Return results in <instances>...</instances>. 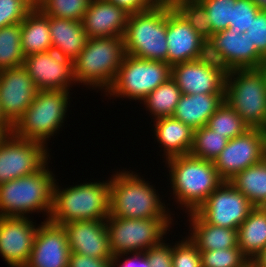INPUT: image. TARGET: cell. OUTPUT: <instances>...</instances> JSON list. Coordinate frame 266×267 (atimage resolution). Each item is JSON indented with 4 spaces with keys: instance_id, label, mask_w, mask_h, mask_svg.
Wrapping results in <instances>:
<instances>
[{
    "instance_id": "cell-2",
    "label": "cell",
    "mask_w": 266,
    "mask_h": 267,
    "mask_svg": "<svg viewBox=\"0 0 266 267\" xmlns=\"http://www.w3.org/2000/svg\"><path fill=\"white\" fill-rule=\"evenodd\" d=\"M165 162L174 202L178 207H183L181 210L185 213L195 212L224 182L213 161L188 154L169 158Z\"/></svg>"
},
{
    "instance_id": "cell-38",
    "label": "cell",
    "mask_w": 266,
    "mask_h": 267,
    "mask_svg": "<svg viewBox=\"0 0 266 267\" xmlns=\"http://www.w3.org/2000/svg\"><path fill=\"white\" fill-rule=\"evenodd\" d=\"M175 242L172 245V267H202L200 251L188 236Z\"/></svg>"
},
{
    "instance_id": "cell-17",
    "label": "cell",
    "mask_w": 266,
    "mask_h": 267,
    "mask_svg": "<svg viewBox=\"0 0 266 267\" xmlns=\"http://www.w3.org/2000/svg\"><path fill=\"white\" fill-rule=\"evenodd\" d=\"M168 64L170 66L207 56V42L167 0Z\"/></svg>"
},
{
    "instance_id": "cell-25",
    "label": "cell",
    "mask_w": 266,
    "mask_h": 267,
    "mask_svg": "<svg viewBox=\"0 0 266 267\" xmlns=\"http://www.w3.org/2000/svg\"><path fill=\"white\" fill-rule=\"evenodd\" d=\"M52 50L72 62L88 39L81 21L49 16Z\"/></svg>"
},
{
    "instance_id": "cell-23",
    "label": "cell",
    "mask_w": 266,
    "mask_h": 267,
    "mask_svg": "<svg viewBox=\"0 0 266 267\" xmlns=\"http://www.w3.org/2000/svg\"><path fill=\"white\" fill-rule=\"evenodd\" d=\"M154 136L163 149L165 160L188 155L193 145L194 130L172 116L153 120Z\"/></svg>"
},
{
    "instance_id": "cell-12",
    "label": "cell",
    "mask_w": 266,
    "mask_h": 267,
    "mask_svg": "<svg viewBox=\"0 0 266 267\" xmlns=\"http://www.w3.org/2000/svg\"><path fill=\"white\" fill-rule=\"evenodd\" d=\"M265 153L266 130L250 128L244 134L228 140L213 162L221 178L229 181L249 166L262 162Z\"/></svg>"
},
{
    "instance_id": "cell-45",
    "label": "cell",
    "mask_w": 266,
    "mask_h": 267,
    "mask_svg": "<svg viewBox=\"0 0 266 267\" xmlns=\"http://www.w3.org/2000/svg\"><path fill=\"white\" fill-rule=\"evenodd\" d=\"M118 7L124 8L128 13H139L155 6L160 0H107Z\"/></svg>"
},
{
    "instance_id": "cell-28",
    "label": "cell",
    "mask_w": 266,
    "mask_h": 267,
    "mask_svg": "<svg viewBox=\"0 0 266 267\" xmlns=\"http://www.w3.org/2000/svg\"><path fill=\"white\" fill-rule=\"evenodd\" d=\"M266 246V207H254L238 228V247L252 263Z\"/></svg>"
},
{
    "instance_id": "cell-24",
    "label": "cell",
    "mask_w": 266,
    "mask_h": 267,
    "mask_svg": "<svg viewBox=\"0 0 266 267\" xmlns=\"http://www.w3.org/2000/svg\"><path fill=\"white\" fill-rule=\"evenodd\" d=\"M225 93L182 94L172 115L193 130L206 126L209 118L224 102Z\"/></svg>"
},
{
    "instance_id": "cell-30",
    "label": "cell",
    "mask_w": 266,
    "mask_h": 267,
    "mask_svg": "<svg viewBox=\"0 0 266 267\" xmlns=\"http://www.w3.org/2000/svg\"><path fill=\"white\" fill-rule=\"evenodd\" d=\"M181 90L170 77L165 83L160 84L140 104H144L154 119L172 116L181 97Z\"/></svg>"
},
{
    "instance_id": "cell-49",
    "label": "cell",
    "mask_w": 266,
    "mask_h": 267,
    "mask_svg": "<svg viewBox=\"0 0 266 267\" xmlns=\"http://www.w3.org/2000/svg\"><path fill=\"white\" fill-rule=\"evenodd\" d=\"M261 10H266V0H252Z\"/></svg>"
},
{
    "instance_id": "cell-9",
    "label": "cell",
    "mask_w": 266,
    "mask_h": 267,
    "mask_svg": "<svg viewBox=\"0 0 266 267\" xmlns=\"http://www.w3.org/2000/svg\"><path fill=\"white\" fill-rule=\"evenodd\" d=\"M170 77L171 66L167 62L147 60L126 54L105 96L113 99L123 97L130 101L141 102Z\"/></svg>"
},
{
    "instance_id": "cell-36",
    "label": "cell",
    "mask_w": 266,
    "mask_h": 267,
    "mask_svg": "<svg viewBox=\"0 0 266 267\" xmlns=\"http://www.w3.org/2000/svg\"><path fill=\"white\" fill-rule=\"evenodd\" d=\"M207 12L213 33L227 29L232 25V7L236 0H199Z\"/></svg>"
},
{
    "instance_id": "cell-1",
    "label": "cell",
    "mask_w": 266,
    "mask_h": 267,
    "mask_svg": "<svg viewBox=\"0 0 266 267\" xmlns=\"http://www.w3.org/2000/svg\"><path fill=\"white\" fill-rule=\"evenodd\" d=\"M155 186L130 170L110 177V215L125 219L173 218ZM170 212V213H169Z\"/></svg>"
},
{
    "instance_id": "cell-15",
    "label": "cell",
    "mask_w": 266,
    "mask_h": 267,
    "mask_svg": "<svg viewBox=\"0 0 266 267\" xmlns=\"http://www.w3.org/2000/svg\"><path fill=\"white\" fill-rule=\"evenodd\" d=\"M226 75L227 71L208 56L171 66V78L182 94L225 93Z\"/></svg>"
},
{
    "instance_id": "cell-11",
    "label": "cell",
    "mask_w": 266,
    "mask_h": 267,
    "mask_svg": "<svg viewBox=\"0 0 266 267\" xmlns=\"http://www.w3.org/2000/svg\"><path fill=\"white\" fill-rule=\"evenodd\" d=\"M49 153L44 143L11 132L0 144V184L39 171L51 160Z\"/></svg>"
},
{
    "instance_id": "cell-19",
    "label": "cell",
    "mask_w": 266,
    "mask_h": 267,
    "mask_svg": "<svg viewBox=\"0 0 266 267\" xmlns=\"http://www.w3.org/2000/svg\"><path fill=\"white\" fill-rule=\"evenodd\" d=\"M31 217H0V255L10 267H24L38 229Z\"/></svg>"
},
{
    "instance_id": "cell-42",
    "label": "cell",
    "mask_w": 266,
    "mask_h": 267,
    "mask_svg": "<svg viewBox=\"0 0 266 267\" xmlns=\"http://www.w3.org/2000/svg\"><path fill=\"white\" fill-rule=\"evenodd\" d=\"M162 240L145 251L150 267H172V245Z\"/></svg>"
},
{
    "instance_id": "cell-40",
    "label": "cell",
    "mask_w": 266,
    "mask_h": 267,
    "mask_svg": "<svg viewBox=\"0 0 266 267\" xmlns=\"http://www.w3.org/2000/svg\"><path fill=\"white\" fill-rule=\"evenodd\" d=\"M31 10L29 0H0V28L21 23Z\"/></svg>"
},
{
    "instance_id": "cell-37",
    "label": "cell",
    "mask_w": 266,
    "mask_h": 267,
    "mask_svg": "<svg viewBox=\"0 0 266 267\" xmlns=\"http://www.w3.org/2000/svg\"><path fill=\"white\" fill-rule=\"evenodd\" d=\"M90 0H49L41 10L48 16L82 21Z\"/></svg>"
},
{
    "instance_id": "cell-50",
    "label": "cell",
    "mask_w": 266,
    "mask_h": 267,
    "mask_svg": "<svg viewBox=\"0 0 266 267\" xmlns=\"http://www.w3.org/2000/svg\"><path fill=\"white\" fill-rule=\"evenodd\" d=\"M259 69L261 70L266 79V60L260 65Z\"/></svg>"
},
{
    "instance_id": "cell-13",
    "label": "cell",
    "mask_w": 266,
    "mask_h": 267,
    "mask_svg": "<svg viewBox=\"0 0 266 267\" xmlns=\"http://www.w3.org/2000/svg\"><path fill=\"white\" fill-rule=\"evenodd\" d=\"M253 208L244 194L224 181L195 213L208 224L238 229Z\"/></svg>"
},
{
    "instance_id": "cell-10",
    "label": "cell",
    "mask_w": 266,
    "mask_h": 267,
    "mask_svg": "<svg viewBox=\"0 0 266 267\" xmlns=\"http://www.w3.org/2000/svg\"><path fill=\"white\" fill-rule=\"evenodd\" d=\"M172 222V218L125 219L109 215L106 226L112 255L145 252L158 245L169 234Z\"/></svg>"
},
{
    "instance_id": "cell-34",
    "label": "cell",
    "mask_w": 266,
    "mask_h": 267,
    "mask_svg": "<svg viewBox=\"0 0 266 267\" xmlns=\"http://www.w3.org/2000/svg\"><path fill=\"white\" fill-rule=\"evenodd\" d=\"M206 42L214 35L205 7L199 0H169Z\"/></svg>"
},
{
    "instance_id": "cell-41",
    "label": "cell",
    "mask_w": 266,
    "mask_h": 267,
    "mask_svg": "<svg viewBox=\"0 0 266 267\" xmlns=\"http://www.w3.org/2000/svg\"><path fill=\"white\" fill-rule=\"evenodd\" d=\"M252 45L266 59V10H260L246 31Z\"/></svg>"
},
{
    "instance_id": "cell-4",
    "label": "cell",
    "mask_w": 266,
    "mask_h": 267,
    "mask_svg": "<svg viewBox=\"0 0 266 267\" xmlns=\"http://www.w3.org/2000/svg\"><path fill=\"white\" fill-rule=\"evenodd\" d=\"M85 182L62 189L55 181L51 222L63 225L109 217L110 178L103 182Z\"/></svg>"
},
{
    "instance_id": "cell-43",
    "label": "cell",
    "mask_w": 266,
    "mask_h": 267,
    "mask_svg": "<svg viewBox=\"0 0 266 267\" xmlns=\"http://www.w3.org/2000/svg\"><path fill=\"white\" fill-rule=\"evenodd\" d=\"M131 254V256H129V253L112 256V267H150L145 252H135ZM121 258H124L123 261Z\"/></svg>"
},
{
    "instance_id": "cell-16",
    "label": "cell",
    "mask_w": 266,
    "mask_h": 267,
    "mask_svg": "<svg viewBox=\"0 0 266 267\" xmlns=\"http://www.w3.org/2000/svg\"><path fill=\"white\" fill-rule=\"evenodd\" d=\"M22 66L38 90L70 91L76 84L73 62L53 50L28 55Z\"/></svg>"
},
{
    "instance_id": "cell-39",
    "label": "cell",
    "mask_w": 266,
    "mask_h": 267,
    "mask_svg": "<svg viewBox=\"0 0 266 267\" xmlns=\"http://www.w3.org/2000/svg\"><path fill=\"white\" fill-rule=\"evenodd\" d=\"M260 10L252 0H236L232 7V25L227 29L245 33Z\"/></svg>"
},
{
    "instance_id": "cell-33",
    "label": "cell",
    "mask_w": 266,
    "mask_h": 267,
    "mask_svg": "<svg viewBox=\"0 0 266 267\" xmlns=\"http://www.w3.org/2000/svg\"><path fill=\"white\" fill-rule=\"evenodd\" d=\"M228 139L207 126L194 130L190 155L199 159L214 161L226 147Z\"/></svg>"
},
{
    "instance_id": "cell-22",
    "label": "cell",
    "mask_w": 266,
    "mask_h": 267,
    "mask_svg": "<svg viewBox=\"0 0 266 267\" xmlns=\"http://www.w3.org/2000/svg\"><path fill=\"white\" fill-rule=\"evenodd\" d=\"M130 13L107 0L90 1L82 25L88 38L124 37Z\"/></svg>"
},
{
    "instance_id": "cell-20",
    "label": "cell",
    "mask_w": 266,
    "mask_h": 267,
    "mask_svg": "<svg viewBox=\"0 0 266 267\" xmlns=\"http://www.w3.org/2000/svg\"><path fill=\"white\" fill-rule=\"evenodd\" d=\"M70 254L63 225L44 220L38 226L29 260L24 267H68Z\"/></svg>"
},
{
    "instance_id": "cell-7",
    "label": "cell",
    "mask_w": 266,
    "mask_h": 267,
    "mask_svg": "<svg viewBox=\"0 0 266 267\" xmlns=\"http://www.w3.org/2000/svg\"><path fill=\"white\" fill-rule=\"evenodd\" d=\"M70 93L66 90H38L31 105L12 127V133L47 146V141L60 132L66 121Z\"/></svg>"
},
{
    "instance_id": "cell-21",
    "label": "cell",
    "mask_w": 266,
    "mask_h": 267,
    "mask_svg": "<svg viewBox=\"0 0 266 267\" xmlns=\"http://www.w3.org/2000/svg\"><path fill=\"white\" fill-rule=\"evenodd\" d=\"M63 227L71 252L98 259L112 258L106 220L74 221Z\"/></svg>"
},
{
    "instance_id": "cell-52",
    "label": "cell",
    "mask_w": 266,
    "mask_h": 267,
    "mask_svg": "<svg viewBox=\"0 0 266 267\" xmlns=\"http://www.w3.org/2000/svg\"><path fill=\"white\" fill-rule=\"evenodd\" d=\"M247 267H255L252 263H250Z\"/></svg>"
},
{
    "instance_id": "cell-27",
    "label": "cell",
    "mask_w": 266,
    "mask_h": 267,
    "mask_svg": "<svg viewBox=\"0 0 266 267\" xmlns=\"http://www.w3.org/2000/svg\"><path fill=\"white\" fill-rule=\"evenodd\" d=\"M21 48L25 57L52 50L49 16L41 9H32L20 23Z\"/></svg>"
},
{
    "instance_id": "cell-5",
    "label": "cell",
    "mask_w": 266,
    "mask_h": 267,
    "mask_svg": "<svg viewBox=\"0 0 266 267\" xmlns=\"http://www.w3.org/2000/svg\"><path fill=\"white\" fill-rule=\"evenodd\" d=\"M125 55L123 37L88 38L73 61L75 83L105 93L114 82Z\"/></svg>"
},
{
    "instance_id": "cell-51",
    "label": "cell",
    "mask_w": 266,
    "mask_h": 267,
    "mask_svg": "<svg viewBox=\"0 0 266 267\" xmlns=\"http://www.w3.org/2000/svg\"><path fill=\"white\" fill-rule=\"evenodd\" d=\"M0 125H10L2 115L1 107H0Z\"/></svg>"
},
{
    "instance_id": "cell-26",
    "label": "cell",
    "mask_w": 266,
    "mask_h": 267,
    "mask_svg": "<svg viewBox=\"0 0 266 267\" xmlns=\"http://www.w3.org/2000/svg\"><path fill=\"white\" fill-rule=\"evenodd\" d=\"M189 216L188 238L199 251L219 250L238 247V229H230L204 222L195 212Z\"/></svg>"
},
{
    "instance_id": "cell-29",
    "label": "cell",
    "mask_w": 266,
    "mask_h": 267,
    "mask_svg": "<svg viewBox=\"0 0 266 267\" xmlns=\"http://www.w3.org/2000/svg\"><path fill=\"white\" fill-rule=\"evenodd\" d=\"M229 183L254 207H266V159L241 171Z\"/></svg>"
},
{
    "instance_id": "cell-14",
    "label": "cell",
    "mask_w": 266,
    "mask_h": 267,
    "mask_svg": "<svg viewBox=\"0 0 266 267\" xmlns=\"http://www.w3.org/2000/svg\"><path fill=\"white\" fill-rule=\"evenodd\" d=\"M207 56L227 72L235 69H259L266 60L252 45L245 33L223 31L215 33L207 41Z\"/></svg>"
},
{
    "instance_id": "cell-8",
    "label": "cell",
    "mask_w": 266,
    "mask_h": 267,
    "mask_svg": "<svg viewBox=\"0 0 266 267\" xmlns=\"http://www.w3.org/2000/svg\"><path fill=\"white\" fill-rule=\"evenodd\" d=\"M224 100L249 128L266 130V79L260 69L228 71Z\"/></svg>"
},
{
    "instance_id": "cell-48",
    "label": "cell",
    "mask_w": 266,
    "mask_h": 267,
    "mask_svg": "<svg viewBox=\"0 0 266 267\" xmlns=\"http://www.w3.org/2000/svg\"><path fill=\"white\" fill-rule=\"evenodd\" d=\"M49 0H29L31 9H41Z\"/></svg>"
},
{
    "instance_id": "cell-32",
    "label": "cell",
    "mask_w": 266,
    "mask_h": 267,
    "mask_svg": "<svg viewBox=\"0 0 266 267\" xmlns=\"http://www.w3.org/2000/svg\"><path fill=\"white\" fill-rule=\"evenodd\" d=\"M206 126L214 132L224 135L228 140L238 137L250 129L242 117L225 100L209 118Z\"/></svg>"
},
{
    "instance_id": "cell-18",
    "label": "cell",
    "mask_w": 266,
    "mask_h": 267,
    "mask_svg": "<svg viewBox=\"0 0 266 267\" xmlns=\"http://www.w3.org/2000/svg\"><path fill=\"white\" fill-rule=\"evenodd\" d=\"M38 89L23 66L0 71V107L13 127L33 102Z\"/></svg>"
},
{
    "instance_id": "cell-44",
    "label": "cell",
    "mask_w": 266,
    "mask_h": 267,
    "mask_svg": "<svg viewBox=\"0 0 266 267\" xmlns=\"http://www.w3.org/2000/svg\"><path fill=\"white\" fill-rule=\"evenodd\" d=\"M68 267H112V262L71 252Z\"/></svg>"
},
{
    "instance_id": "cell-35",
    "label": "cell",
    "mask_w": 266,
    "mask_h": 267,
    "mask_svg": "<svg viewBox=\"0 0 266 267\" xmlns=\"http://www.w3.org/2000/svg\"><path fill=\"white\" fill-rule=\"evenodd\" d=\"M202 267H247L251 262L239 247L200 251Z\"/></svg>"
},
{
    "instance_id": "cell-3",
    "label": "cell",
    "mask_w": 266,
    "mask_h": 267,
    "mask_svg": "<svg viewBox=\"0 0 266 267\" xmlns=\"http://www.w3.org/2000/svg\"><path fill=\"white\" fill-rule=\"evenodd\" d=\"M47 162L39 171L0 184V217H28L43 213L49 220L53 207L54 184L58 179Z\"/></svg>"
},
{
    "instance_id": "cell-31",
    "label": "cell",
    "mask_w": 266,
    "mask_h": 267,
    "mask_svg": "<svg viewBox=\"0 0 266 267\" xmlns=\"http://www.w3.org/2000/svg\"><path fill=\"white\" fill-rule=\"evenodd\" d=\"M20 23L0 28V71L23 65Z\"/></svg>"
},
{
    "instance_id": "cell-47",
    "label": "cell",
    "mask_w": 266,
    "mask_h": 267,
    "mask_svg": "<svg viewBox=\"0 0 266 267\" xmlns=\"http://www.w3.org/2000/svg\"><path fill=\"white\" fill-rule=\"evenodd\" d=\"M12 132L11 125H0V144Z\"/></svg>"
},
{
    "instance_id": "cell-46",
    "label": "cell",
    "mask_w": 266,
    "mask_h": 267,
    "mask_svg": "<svg viewBox=\"0 0 266 267\" xmlns=\"http://www.w3.org/2000/svg\"><path fill=\"white\" fill-rule=\"evenodd\" d=\"M252 264L255 267H266V246L262 250V252L254 259Z\"/></svg>"
},
{
    "instance_id": "cell-6",
    "label": "cell",
    "mask_w": 266,
    "mask_h": 267,
    "mask_svg": "<svg viewBox=\"0 0 266 267\" xmlns=\"http://www.w3.org/2000/svg\"><path fill=\"white\" fill-rule=\"evenodd\" d=\"M167 0L152 8L129 15L124 45L126 54L168 63Z\"/></svg>"
}]
</instances>
